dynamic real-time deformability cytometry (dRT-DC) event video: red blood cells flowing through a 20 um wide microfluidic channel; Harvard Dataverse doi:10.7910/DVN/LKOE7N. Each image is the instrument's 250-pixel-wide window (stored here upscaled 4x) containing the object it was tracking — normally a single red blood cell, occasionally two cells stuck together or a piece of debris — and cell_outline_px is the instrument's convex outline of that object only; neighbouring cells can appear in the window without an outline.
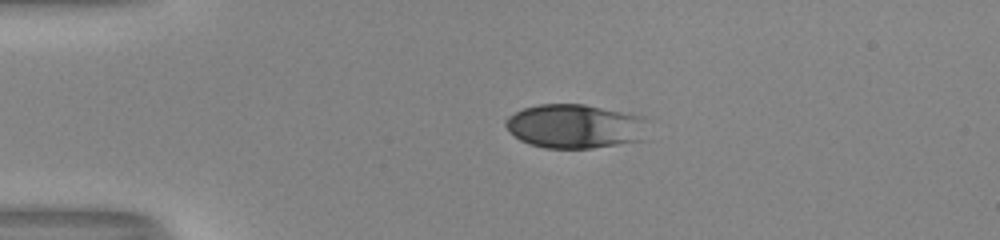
{"species": "human", "species_latin": "Homo sapiens", "temperature_condition": "room temperature", "stored_images_in_passage": 41, "camera_frame_rate_fps": 3000, "um_per_image_px": 0.085, "donor": {"sex": "male"}, "frame": {"image": 1, "passage_image": 1, "time_ms": 0.0, "image_size_px": [1000, 240], "cell_outline_px": [[648, 140], [592, 148], [544, 148], [528, 144], [520, 140], [504, 124], [504, 120], [508, 116], [524, 108], [540, 104], [584, 104], [644, 116]], "centroid_in_image_um": [48.93, 10.74], "position_along_channel_um": 36.1, "area_um2": 36.88}}
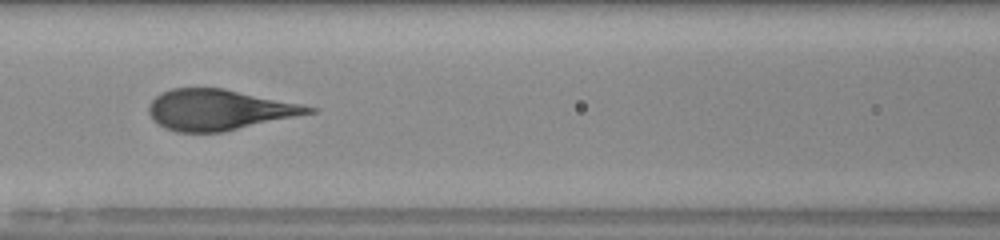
{"frame": {"image": 2, "passage_image": 13, "time_ms": 4.0, "image_size_px": [1000, 240], "cell_outline_px": [[320, 108], [316, 112], [224, 132], [176, 132], [164, 128], [152, 120], [148, 112], [148, 104], [160, 92], [172, 88], [220, 88]], "centroid_in_image_um": [18.57, 9.34], "position_along_channel_um": 148.0, "area_um2": 37.8}}
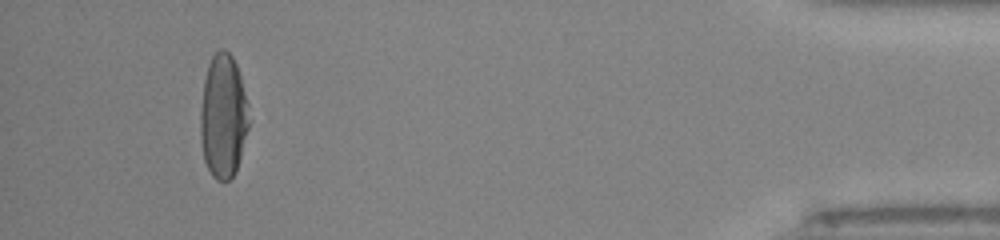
{"frame": {"image": 3, "passage_image": 38, "time_ms": 12.333, "image_size_px": [1000, 240], "cell_outline_px": [[252, 120], [236, 168], [232, 176], [228, 180], [216, 180], [212, 176], [204, 160], [200, 140], [200, 108], [204, 80], [208, 64], [212, 56], [220, 48], [224, 48], [232, 56], [236, 64], [240, 76], [248, 104]], "centroid_in_image_um": [18.98, 9.87], "position_along_channel_um": 416.2, "area_um2": 35.43}}